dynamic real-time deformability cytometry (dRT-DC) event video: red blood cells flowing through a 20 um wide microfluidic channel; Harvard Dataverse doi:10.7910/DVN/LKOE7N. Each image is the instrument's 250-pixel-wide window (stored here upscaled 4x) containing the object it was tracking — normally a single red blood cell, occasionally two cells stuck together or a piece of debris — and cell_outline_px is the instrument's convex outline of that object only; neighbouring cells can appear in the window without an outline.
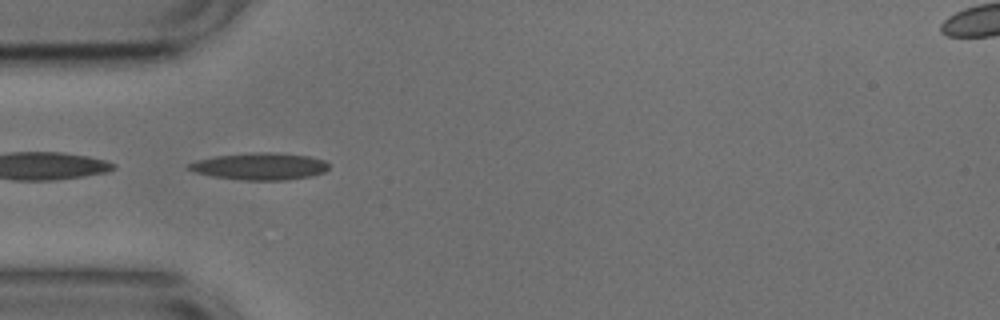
{"species": "common noctule bat (a hibernating species)", "species_latin": "Nyctalus noctula", "temperature_condition": "cold", "stored_images_in_passage": 48, "camera_frame_rate_fps": 3000, "um_per_image_px": 0.085, "animal": {"sex": "male", "body_mass_g": 17.9, "forearm_length_mm": 54.2}, "frame": {"image": 1, "passage_image": 11, "time_ms": 3.333, "image_size_px": [1000, 320], "cell_outline_px": [[328, 168], [324, 172], [312, 176], [288, 180], [244, 180], [212, 176], [196, 172], [188, 168], [188, 164], [196, 160], [216, 156], [248, 152], [276, 152], [308, 156], [324, 160], [328, 164]], "centroid_in_image_um": [22.11, 14.13], "position_along_channel_um": 62.9, "area_um2": 22.08}}